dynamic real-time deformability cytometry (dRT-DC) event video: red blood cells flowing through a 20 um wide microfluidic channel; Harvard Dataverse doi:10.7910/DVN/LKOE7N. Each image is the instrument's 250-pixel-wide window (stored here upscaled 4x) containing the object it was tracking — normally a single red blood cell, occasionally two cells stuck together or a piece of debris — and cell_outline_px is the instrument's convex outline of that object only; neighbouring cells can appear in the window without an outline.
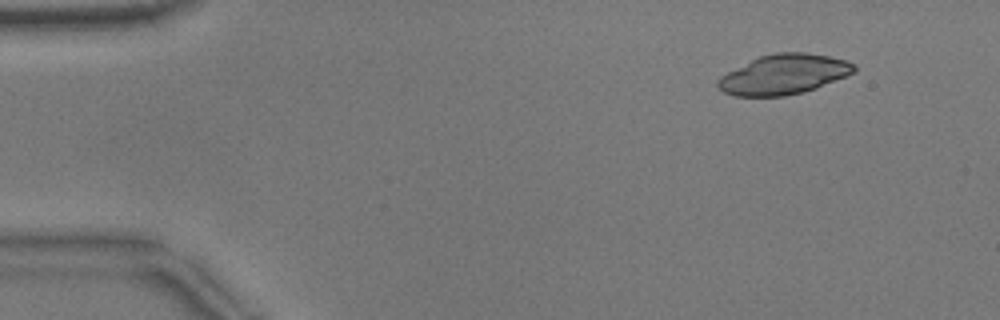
{"species": "common noctule bat (a hibernating species)", "species_latin": "Nyctalus noctula", "temperature_condition": "warm", "stored_images_in_passage": 48, "camera_frame_rate_fps": 3000, "um_per_image_px": 0.085, "animal": {"sex": "male", "body_mass_g": 17.9}, "frame": {"image": 1, "passage_image": 1, "time_ms": 0.0, "image_size_px": [1000, 320], "cell_outline_px": [[856, 72], [816, 88], [804, 92], [784, 96], [736, 96], [724, 92], [716, 84], [716, 80], [720, 76], [760, 56], [776, 52], [804, 52], [828, 56], [844, 60], [856, 64]], "centroid_in_image_um": [66.64, 6.33], "position_along_channel_um": 18.4, "area_um2": 31.5}}